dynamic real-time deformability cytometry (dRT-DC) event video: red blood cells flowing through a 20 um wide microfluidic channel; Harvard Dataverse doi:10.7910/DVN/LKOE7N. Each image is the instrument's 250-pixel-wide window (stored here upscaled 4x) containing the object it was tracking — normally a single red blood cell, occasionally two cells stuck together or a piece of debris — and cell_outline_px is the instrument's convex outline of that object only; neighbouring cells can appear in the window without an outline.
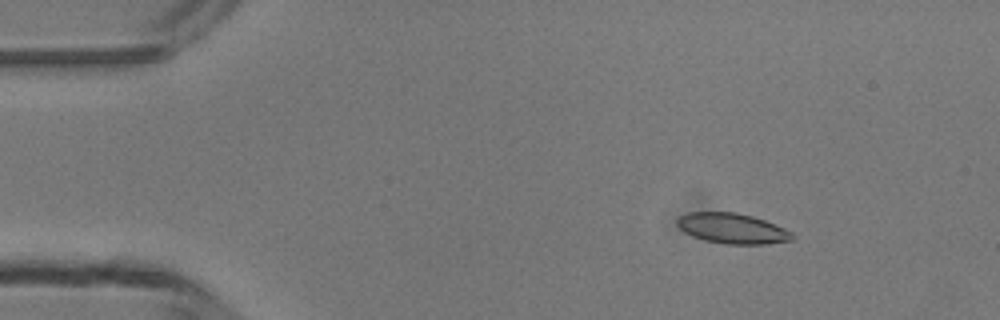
{"species": "common noctule bat (a hibernating species)", "species_latin": "Nyctalus noctula", "temperature_condition": "room temperature", "stored_images_in_passage": 4, "camera_frame_rate_fps": 3000, "um_per_image_px": 0.085, "animal": {"sex": "male", "body_mass_g": 13.3}, "frame": {"image": 1, "passage_image": 2, "time_ms": 2.0, "image_size_px": [1000, 320], "cell_outline_px": [[796, 236], [792, 240], [764, 244], [728, 244], [704, 240], [692, 236], [684, 232], [676, 224], [676, 220], [680, 216], [688, 212], [736, 212], [752, 216], [764, 220], [784, 228], [792, 232]], "centroid_in_image_um": [62.24, 19.41], "position_along_channel_um": 22.8, "area_um2": 20.35}}